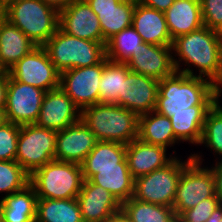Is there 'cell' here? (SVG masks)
<instances>
[{
  "mask_svg": "<svg viewBox=\"0 0 222 222\" xmlns=\"http://www.w3.org/2000/svg\"><path fill=\"white\" fill-rule=\"evenodd\" d=\"M5 122H7L5 111L4 109H0V126L3 125Z\"/></svg>",
  "mask_w": 222,
  "mask_h": 222,
  "instance_id": "obj_46",
  "label": "cell"
},
{
  "mask_svg": "<svg viewBox=\"0 0 222 222\" xmlns=\"http://www.w3.org/2000/svg\"><path fill=\"white\" fill-rule=\"evenodd\" d=\"M204 144V145H203ZM203 145L217 155L216 160H222V105L215 103L207 112L199 146ZM215 152V153H214ZM220 158V159H219Z\"/></svg>",
  "mask_w": 222,
  "mask_h": 222,
  "instance_id": "obj_33",
  "label": "cell"
},
{
  "mask_svg": "<svg viewBox=\"0 0 222 222\" xmlns=\"http://www.w3.org/2000/svg\"><path fill=\"white\" fill-rule=\"evenodd\" d=\"M45 93L40 88L14 80L8 73L6 120L20 126L35 124Z\"/></svg>",
  "mask_w": 222,
  "mask_h": 222,
  "instance_id": "obj_12",
  "label": "cell"
},
{
  "mask_svg": "<svg viewBox=\"0 0 222 222\" xmlns=\"http://www.w3.org/2000/svg\"><path fill=\"white\" fill-rule=\"evenodd\" d=\"M35 222H83L77 198H38Z\"/></svg>",
  "mask_w": 222,
  "mask_h": 222,
  "instance_id": "obj_27",
  "label": "cell"
},
{
  "mask_svg": "<svg viewBox=\"0 0 222 222\" xmlns=\"http://www.w3.org/2000/svg\"><path fill=\"white\" fill-rule=\"evenodd\" d=\"M141 141L156 146L174 147L180 143L174 135L171 120L155 110L139 115V137Z\"/></svg>",
  "mask_w": 222,
  "mask_h": 222,
  "instance_id": "obj_26",
  "label": "cell"
},
{
  "mask_svg": "<svg viewBox=\"0 0 222 222\" xmlns=\"http://www.w3.org/2000/svg\"><path fill=\"white\" fill-rule=\"evenodd\" d=\"M57 131L36 124L20 126L15 161L29 174L55 159Z\"/></svg>",
  "mask_w": 222,
  "mask_h": 222,
  "instance_id": "obj_9",
  "label": "cell"
},
{
  "mask_svg": "<svg viewBox=\"0 0 222 222\" xmlns=\"http://www.w3.org/2000/svg\"><path fill=\"white\" fill-rule=\"evenodd\" d=\"M219 205H221L220 199L215 195L199 202L193 208L183 211L177 220L178 222H206Z\"/></svg>",
  "mask_w": 222,
  "mask_h": 222,
  "instance_id": "obj_36",
  "label": "cell"
},
{
  "mask_svg": "<svg viewBox=\"0 0 222 222\" xmlns=\"http://www.w3.org/2000/svg\"><path fill=\"white\" fill-rule=\"evenodd\" d=\"M49 6L56 9L58 12L68 7L74 0H41Z\"/></svg>",
  "mask_w": 222,
  "mask_h": 222,
  "instance_id": "obj_42",
  "label": "cell"
},
{
  "mask_svg": "<svg viewBox=\"0 0 222 222\" xmlns=\"http://www.w3.org/2000/svg\"><path fill=\"white\" fill-rule=\"evenodd\" d=\"M206 222H222V204L215 209Z\"/></svg>",
  "mask_w": 222,
  "mask_h": 222,
  "instance_id": "obj_44",
  "label": "cell"
},
{
  "mask_svg": "<svg viewBox=\"0 0 222 222\" xmlns=\"http://www.w3.org/2000/svg\"><path fill=\"white\" fill-rule=\"evenodd\" d=\"M164 13L172 40L204 26L200 0H175Z\"/></svg>",
  "mask_w": 222,
  "mask_h": 222,
  "instance_id": "obj_22",
  "label": "cell"
},
{
  "mask_svg": "<svg viewBox=\"0 0 222 222\" xmlns=\"http://www.w3.org/2000/svg\"><path fill=\"white\" fill-rule=\"evenodd\" d=\"M136 1L122 0L113 9L93 10L98 16L105 42L123 29L132 26Z\"/></svg>",
  "mask_w": 222,
  "mask_h": 222,
  "instance_id": "obj_28",
  "label": "cell"
},
{
  "mask_svg": "<svg viewBox=\"0 0 222 222\" xmlns=\"http://www.w3.org/2000/svg\"><path fill=\"white\" fill-rule=\"evenodd\" d=\"M130 69L126 63L108 61L99 82V103L117 104L121 92L122 77H127Z\"/></svg>",
  "mask_w": 222,
  "mask_h": 222,
  "instance_id": "obj_31",
  "label": "cell"
},
{
  "mask_svg": "<svg viewBox=\"0 0 222 222\" xmlns=\"http://www.w3.org/2000/svg\"><path fill=\"white\" fill-rule=\"evenodd\" d=\"M210 168L213 171V176L215 180L216 196L220 199V202L222 204V160L216 161L212 167L210 165Z\"/></svg>",
  "mask_w": 222,
  "mask_h": 222,
  "instance_id": "obj_38",
  "label": "cell"
},
{
  "mask_svg": "<svg viewBox=\"0 0 222 222\" xmlns=\"http://www.w3.org/2000/svg\"><path fill=\"white\" fill-rule=\"evenodd\" d=\"M122 0H86L92 10L113 9Z\"/></svg>",
  "mask_w": 222,
  "mask_h": 222,
  "instance_id": "obj_40",
  "label": "cell"
},
{
  "mask_svg": "<svg viewBox=\"0 0 222 222\" xmlns=\"http://www.w3.org/2000/svg\"><path fill=\"white\" fill-rule=\"evenodd\" d=\"M167 149L141 141L139 138L132 140L126 145V159L132 177L134 179L147 175L154 170L165 167L175 157V153L167 157Z\"/></svg>",
  "mask_w": 222,
  "mask_h": 222,
  "instance_id": "obj_20",
  "label": "cell"
},
{
  "mask_svg": "<svg viewBox=\"0 0 222 222\" xmlns=\"http://www.w3.org/2000/svg\"><path fill=\"white\" fill-rule=\"evenodd\" d=\"M108 61L105 57L94 66L72 68L60 74V88L80 110L99 103L98 84Z\"/></svg>",
  "mask_w": 222,
  "mask_h": 222,
  "instance_id": "obj_11",
  "label": "cell"
},
{
  "mask_svg": "<svg viewBox=\"0 0 222 222\" xmlns=\"http://www.w3.org/2000/svg\"><path fill=\"white\" fill-rule=\"evenodd\" d=\"M132 26L143 42L153 45H172L165 13L136 1Z\"/></svg>",
  "mask_w": 222,
  "mask_h": 222,
  "instance_id": "obj_21",
  "label": "cell"
},
{
  "mask_svg": "<svg viewBox=\"0 0 222 222\" xmlns=\"http://www.w3.org/2000/svg\"><path fill=\"white\" fill-rule=\"evenodd\" d=\"M172 50L178 73L205 78L214 85L221 78L222 43L218 31L203 26L189 34L176 37L172 42ZM183 65L187 68H181ZM192 66L197 68L198 74L191 69Z\"/></svg>",
  "mask_w": 222,
  "mask_h": 222,
  "instance_id": "obj_1",
  "label": "cell"
},
{
  "mask_svg": "<svg viewBox=\"0 0 222 222\" xmlns=\"http://www.w3.org/2000/svg\"><path fill=\"white\" fill-rule=\"evenodd\" d=\"M193 159L183 170L173 202V210L177 217L199 202L216 195L215 180L210 167L202 166L204 159L199 153L190 154Z\"/></svg>",
  "mask_w": 222,
  "mask_h": 222,
  "instance_id": "obj_8",
  "label": "cell"
},
{
  "mask_svg": "<svg viewBox=\"0 0 222 222\" xmlns=\"http://www.w3.org/2000/svg\"><path fill=\"white\" fill-rule=\"evenodd\" d=\"M8 73L14 80L40 88L45 92L60 87V73L42 46L35 47L22 57Z\"/></svg>",
  "mask_w": 222,
  "mask_h": 222,
  "instance_id": "obj_10",
  "label": "cell"
},
{
  "mask_svg": "<svg viewBox=\"0 0 222 222\" xmlns=\"http://www.w3.org/2000/svg\"><path fill=\"white\" fill-rule=\"evenodd\" d=\"M8 90V73L0 78V109H5Z\"/></svg>",
  "mask_w": 222,
  "mask_h": 222,
  "instance_id": "obj_41",
  "label": "cell"
},
{
  "mask_svg": "<svg viewBox=\"0 0 222 222\" xmlns=\"http://www.w3.org/2000/svg\"><path fill=\"white\" fill-rule=\"evenodd\" d=\"M175 0H137V2L156 9L161 12H165L173 3Z\"/></svg>",
  "mask_w": 222,
  "mask_h": 222,
  "instance_id": "obj_39",
  "label": "cell"
},
{
  "mask_svg": "<svg viewBox=\"0 0 222 222\" xmlns=\"http://www.w3.org/2000/svg\"><path fill=\"white\" fill-rule=\"evenodd\" d=\"M7 73H8L7 70L0 63V78L4 77Z\"/></svg>",
  "mask_w": 222,
  "mask_h": 222,
  "instance_id": "obj_48",
  "label": "cell"
},
{
  "mask_svg": "<svg viewBox=\"0 0 222 222\" xmlns=\"http://www.w3.org/2000/svg\"><path fill=\"white\" fill-rule=\"evenodd\" d=\"M136 73L158 81L174 75L177 71L173 60L172 45H153L142 42L136 52L125 62Z\"/></svg>",
  "mask_w": 222,
  "mask_h": 222,
  "instance_id": "obj_14",
  "label": "cell"
},
{
  "mask_svg": "<svg viewBox=\"0 0 222 222\" xmlns=\"http://www.w3.org/2000/svg\"><path fill=\"white\" fill-rule=\"evenodd\" d=\"M84 180H90L110 192L120 204L134 195L135 179L130 173L127 159L119 167L108 168H82Z\"/></svg>",
  "mask_w": 222,
  "mask_h": 222,
  "instance_id": "obj_18",
  "label": "cell"
},
{
  "mask_svg": "<svg viewBox=\"0 0 222 222\" xmlns=\"http://www.w3.org/2000/svg\"><path fill=\"white\" fill-rule=\"evenodd\" d=\"M216 102L211 81L176 72L159 81L155 111L170 117L188 107L213 106Z\"/></svg>",
  "mask_w": 222,
  "mask_h": 222,
  "instance_id": "obj_2",
  "label": "cell"
},
{
  "mask_svg": "<svg viewBox=\"0 0 222 222\" xmlns=\"http://www.w3.org/2000/svg\"><path fill=\"white\" fill-rule=\"evenodd\" d=\"M218 32H219V36H220V41L222 43V28Z\"/></svg>",
  "mask_w": 222,
  "mask_h": 222,
  "instance_id": "obj_50",
  "label": "cell"
},
{
  "mask_svg": "<svg viewBox=\"0 0 222 222\" xmlns=\"http://www.w3.org/2000/svg\"><path fill=\"white\" fill-rule=\"evenodd\" d=\"M187 158L182 161L177 156L165 167L136 178L133 197L143 202L172 207L180 176L193 160L191 155Z\"/></svg>",
  "mask_w": 222,
  "mask_h": 222,
  "instance_id": "obj_7",
  "label": "cell"
},
{
  "mask_svg": "<svg viewBox=\"0 0 222 222\" xmlns=\"http://www.w3.org/2000/svg\"><path fill=\"white\" fill-rule=\"evenodd\" d=\"M126 158V145L114 141H98L80 164L81 168L119 167Z\"/></svg>",
  "mask_w": 222,
  "mask_h": 222,
  "instance_id": "obj_30",
  "label": "cell"
},
{
  "mask_svg": "<svg viewBox=\"0 0 222 222\" xmlns=\"http://www.w3.org/2000/svg\"><path fill=\"white\" fill-rule=\"evenodd\" d=\"M143 42L138 32L130 26L106 42V58L115 63H125Z\"/></svg>",
  "mask_w": 222,
  "mask_h": 222,
  "instance_id": "obj_32",
  "label": "cell"
},
{
  "mask_svg": "<svg viewBox=\"0 0 222 222\" xmlns=\"http://www.w3.org/2000/svg\"><path fill=\"white\" fill-rule=\"evenodd\" d=\"M80 119L98 141L127 145L139 137V115L117 104L97 103L85 107Z\"/></svg>",
  "mask_w": 222,
  "mask_h": 222,
  "instance_id": "obj_3",
  "label": "cell"
},
{
  "mask_svg": "<svg viewBox=\"0 0 222 222\" xmlns=\"http://www.w3.org/2000/svg\"><path fill=\"white\" fill-rule=\"evenodd\" d=\"M105 222H131L130 218L126 215V213L120 209L115 212L109 219Z\"/></svg>",
  "mask_w": 222,
  "mask_h": 222,
  "instance_id": "obj_43",
  "label": "cell"
},
{
  "mask_svg": "<svg viewBox=\"0 0 222 222\" xmlns=\"http://www.w3.org/2000/svg\"><path fill=\"white\" fill-rule=\"evenodd\" d=\"M37 200L30 184L18 192L1 197L2 222H35Z\"/></svg>",
  "mask_w": 222,
  "mask_h": 222,
  "instance_id": "obj_25",
  "label": "cell"
},
{
  "mask_svg": "<svg viewBox=\"0 0 222 222\" xmlns=\"http://www.w3.org/2000/svg\"><path fill=\"white\" fill-rule=\"evenodd\" d=\"M7 0H0V16L3 15Z\"/></svg>",
  "mask_w": 222,
  "mask_h": 222,
  "instance_id": "obj_47",
  "label": "cell"
},
{
  "mask_svg": "<svg viewBox=\"0 0 222 222\" xmlns=\"http://www.w3.org/2000/svg\"><path fill=\"white\" fill-rule=\"evenodd\" d=\"M158 86V80L130 70L127 77H122L118 105L137 115L154 111L157 103Z\"/></svg>",
  "mask_w": 222,
  "mask_h": 222,
  "instance_id": "obj_13",
  "label": "cell"
},
{
  "mask_svg": "<svg viewBox=\"0 0 222 222\" xmlns=\"http://www.w3.org/2000/svg\"><path fill=\"white\" fill-rule=\"evenodd\" d=\"M205 27L219 31L222 28V0H200Z\"/></svg>",
  "mask_w": 222,
  "mask_h": 222,
  "instance_id": "obj_37",
  "label": "cell"
},
{
  "mask_svg": "<svg viewBox=\"0 0 222 222\" xmlns=\"http://www.w3.org/2000/svg\"><path fill=\"white\" fill-rule=\"evenodd\" d=\"M215 95L217 103H220V97L222 96V76L219 81L215 84Z\"/></svg>",
  "mask_w": 222,
  "mask_h": 222,
  "instance_id": "obj_45",
  "label": "cell"
},
{
  "mask_svg": "<svg viewBox=\"0 0 222 222\" xmlns=\"http://www.w3.org/2000/svg\"><path fill=\"white\" fill-rule=\"evenodd\" d=\"M121 209L131 222H178L172 207L143 202L133 196L121 204Z\"/></svg>",
  "mask_w": 222,
  "mask_h": 222,
  "instance_id": "obj_29",
  "label": "cell"
},
{
  "mask_svg": "<svg viewBox=\"0 0 222 222\" xmlns=\"http://www.w3.org/2000/svg\"><path fill=\"white\" fill-rule=\"evenodd\" d=\"M77 201L83 222H105L121 209V204L110 192L90 180H83Z\"/></svg>",
  "mask_w": 222,
  "mask_h": 222,
  "instance_id": "obj_19",
  "label": "cell"
},
{
  "mask_svg": "<svg viewBox=\"0 0 222 222\" xmlns=\"http://www.w3.org/2000/svg\"><path fill=\"white\" fill-rule=\"evenodd\" d=\"M80 164L52 160L30 175L29 184L38 198H77L83 183Z\"/></svg>",
  "mask_w": 222,
  "mask_h": 222,
  "instance_id": "obj_6",
  "label": "cell"
},
{
  "mask_svg": "<svg viewBox=\"0 0 222 222\" xmlns=\"http://www.w3.org/2000/svg\"><path fill=\"white\" fill-rule=\"evenodd\" d=\"M2 16L37 46H43L59 28V12L41 0H7Z\"/></svg>",
  "mask_w": 222,
  "mask_h": 222,
  "instance_id": "obj_4",
  "label": "cell"
},
{
  "mask_svg": "<svg viewBox=\"0 0 222 222\" xmlns=\"http://www.w3.org/2000/svg\"><path fill=\"white\" fill-rule=\"evenodd\" d=\"M106 43L80 39L60 28L42 46L56 70L94 66L106 57Z\"/></svg>",
  "mask_w": 222,
  "mask_h": 222,
  "instance_id": "obj_5",
  "label": "cell"
},
{
  "mask_svg": "<svg viewBox=\"0 0 222 222\" xmlns=\"http://www.w3.org/2000/svg\"><path fill=\"white\" fill-rule=\"evenodd\" d=\"M213 106H192L170 116L175 138L181 143L199 145L207 112Z\"/></svg>",
  "mask_w": 222,
  "mask_h": 222,
  "instance_id": "obj_24",
  "label": "cell"
},
{
  "mask_svg": "<svg viewBox=\"0 0 222 222\" xmlns=\"http://www.w3.org/2000/svg\"><path fill=\"white\" fill-rule=\"evenodd\" d=\"M35 47L20 29L0 16V63L7 72Z\"/></svg>",
  "mask_w": 222,
  "mask_h": 222,
  "instance_id": "obj_23",
  "label": "cell"
},
{
  "mask_svg": "<svg viewBox=\"0 0 222 222\" xmlns=\"http://www.w3.org/2000/svg\"><path fill=\"white\" fill-rule=\"evenodd\" d=\"M20 125L5 122L0 126V161H15Z\"/></svg>",
  "mask_w": 222,
  "mask_h": 222,
  "instance_id": "obj_35",
  "label": "cell"
},
{
  "mask_svg": "<svg viewBox=\"0 0 222 222\" xmlns=\"http://www.w3.org/2000/svg\"><path fill=\"white\" fill-rule=\"evenodd\" d=\"M59 28L80 39L106 43L98 16L86 0H74L59 12Z\"/></svg>",
  "mask_w": 222,
  "mask_h": 222,
  "instance_id": "obj_15",
  "label": "cell"
},
{
  "mask_svg": "<svg viewBox=\"0 0 222 222\" xmlns=\"http://www.w3.org/2000/svg\"><path fill=\"white\" fill-rule=\"evenodd\" d=\"M30 175L17 161H0V194L18 192L29 185Z\"/></svg>",
  "mask_w": 222,
  "mask_h": 222,
  "instance_id": "obj_34",
  "label": "cell"
},
{
  "mask_svg": "<svg viewBox=\"0 0 222 222\" xmlns=\"http://www.w3.org/2000/svg\"><path fill=\"white\" fill-rule=\"evenodd\" d=\"M80 115L81 110L59 87L45 93L40 114L35 124L42 128L60 131L77 122Z\"/></svg>",
  "mask_w": 222,
  "mask_h": 222,
  "instance_id": "obj_17",
  "label": "cell"
},
{
  "mask_svg": "<svg viewBox=\"0 0 222 222\" xmlns=\"http://www.w3.org/2000/svg\"><path fill=\"white\" fill-rule=\"evenodd\" d=\"M0 222H2V201L0 199Z\"/></svg>",
  "mask_w": 222,
  "mask_h": 222,
  "instance_id": "obj_49",
  "label": "cell"
},
{
  "mask_svg": "<svg viewBox=\"0 0 222 222\" xmlns=\"http://www.w3.org/2000/svg\"><path fill=\"white\" fill-rule=\"evenodd\" d=\"M97 142L94 133L79 119L57 131L55 160L81 164Z\"/></svg>",
  "mask_w": 222,
  "mask_h": 222,
  "instance_id": "obj_16",
  "label": "cell"
}]
</instances>
